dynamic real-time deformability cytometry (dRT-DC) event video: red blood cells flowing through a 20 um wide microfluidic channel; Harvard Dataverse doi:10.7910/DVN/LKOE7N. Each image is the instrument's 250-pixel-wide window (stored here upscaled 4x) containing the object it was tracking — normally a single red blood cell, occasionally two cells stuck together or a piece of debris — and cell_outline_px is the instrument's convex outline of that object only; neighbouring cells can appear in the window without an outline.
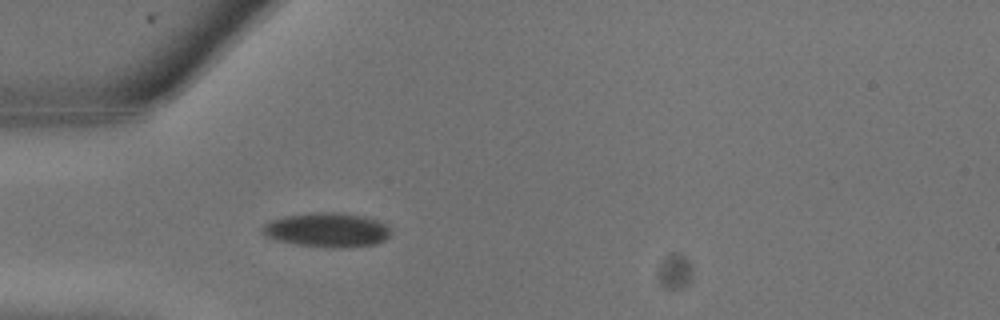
{"species": "common noctule bat (a hibernating species)", "species_latin": "Nyctalus noctula", "temperature_condition": "warm", "stored_images_in_passage": 10, "camera_frame_rate_fps": 3000, "um_per_image_px": 0.085, "animal": {"sex": "male", "body_mass_g": 13.3}, "frame": {"image": 1, "passage_image": 7, "time_ms": 2.0, "image_size_px": [1000, 320], "cell_outline_px": [[392, 232], [384, 240], [376, 244], [340, 248], [328, 248], [296, 244], [276, 240], [260, 232], [260, 228], [264, 224], [272, 220], [284, 216], [312, 212], [340, 212], [364, 216], [376, 220], [384, 224]], "centroid_in_image_um": [27.78, 19.54], "position_along_channel_um": 57.2, "area_um2": 25.78}}
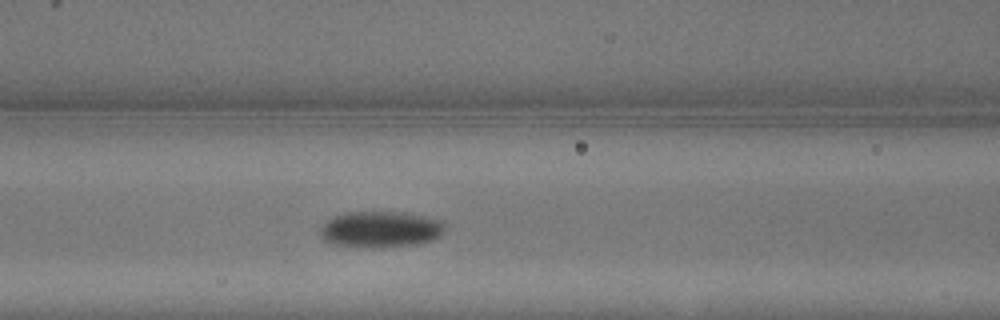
{"frame": {"image": 2, "passage_image": 10, "time_ms": 3.0, "image_size_px": [1000, 320], "cell_outline_px": [[444, 228], [440, 236], [432, 240], [416, 244], [372, 248], [332, 244], [324, 240], [320, 236], [320, 228], [332, 216], [348, 212], [404, 212], [428, 216], [440, 220], [444, 224]], "centroid_in_image_um": [32.34, 19.49], "position_along_channel_um": 134.3, "area_um2": 26.41}}